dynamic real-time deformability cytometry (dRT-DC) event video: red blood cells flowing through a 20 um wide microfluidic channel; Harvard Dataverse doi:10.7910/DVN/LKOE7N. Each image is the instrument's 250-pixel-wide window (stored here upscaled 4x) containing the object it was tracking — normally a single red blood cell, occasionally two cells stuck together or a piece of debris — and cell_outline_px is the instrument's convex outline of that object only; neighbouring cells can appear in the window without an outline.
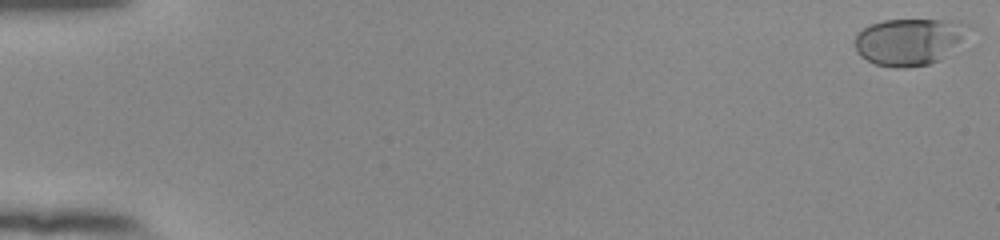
{"species": "human", "species_latin": "Homo sapiens", "temperature_condition": "room temperature", "stored_images_in_passage": 54, "camera_frame_rate_fps": 3000, "um_per_image_px": 0.085, "donor": {"sex": "female"}, "frame": {"image": 1, "passage_image": 1, "time_ms": 0.0, "image_size_px": [1000, 240], "cell_outline_px": [[968, 24], [964, 44], [940, 60], [928, 64], [904, 68], [896, 68], [876, 64], [860, 56], [856, 52], [856, 36], [868, 24], [884, 20], [960, 20]], "centroid_in_image_um": [77.34, 3.54], "position_along_channel_um": 7.7, "area_um2": 31.39}}
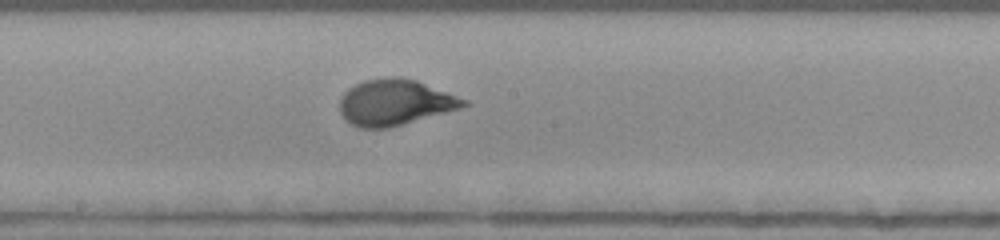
{"frame": {"image": 2, "passage_image": 31, "time_ms": 10.0, "image_size_px": [1000, 240], "cell_outline_px": [[468, 104], [460, 108], [388, 128], [360, 128], [344, 120], [340, 112], [340, 100], [344, 92], [348, 88], [364, 80], [392, 76], [396, 76], [416, 80], [468, 100]], "centroid_in_image_um": [33.53, 8.7], "position_along_channel_um": 214.7, "area_um2": 32.95}}
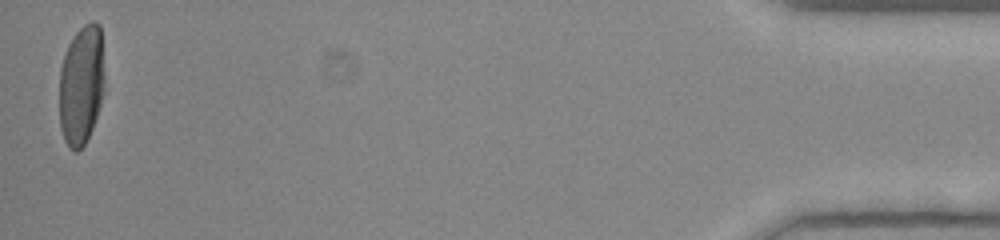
{"frame": {"image": 3, "passage_image": 54, "time_ms": 17.667, "image_size_px": [1000, 240], "cell_outline_px": [[104, 80], [100, 104], [92, 128], [84, 144], [76, 152], [72, 152], [68, 148], [64, 140], [60, 128], [60, 68], [68, 44], [76, 32], [84, 24], [92, 20], [96, 20], [100, 24], [104, 76]], "centroid_in_image_um": [6.9, 7.21], "position_along_channel_um": 428.3, "area_um2": 31.56}, "authors_computed_cell_mechanics": {"area_um2": 31.79, "velocity_mm_per_s": 3.8857, "shape_relaxation_time_tau1_ms": 3.4921, "shape_relaxation_time_tau2_ms": null, "deformation_change_tau1": 0.18, "deformation_change_tau2": null}}